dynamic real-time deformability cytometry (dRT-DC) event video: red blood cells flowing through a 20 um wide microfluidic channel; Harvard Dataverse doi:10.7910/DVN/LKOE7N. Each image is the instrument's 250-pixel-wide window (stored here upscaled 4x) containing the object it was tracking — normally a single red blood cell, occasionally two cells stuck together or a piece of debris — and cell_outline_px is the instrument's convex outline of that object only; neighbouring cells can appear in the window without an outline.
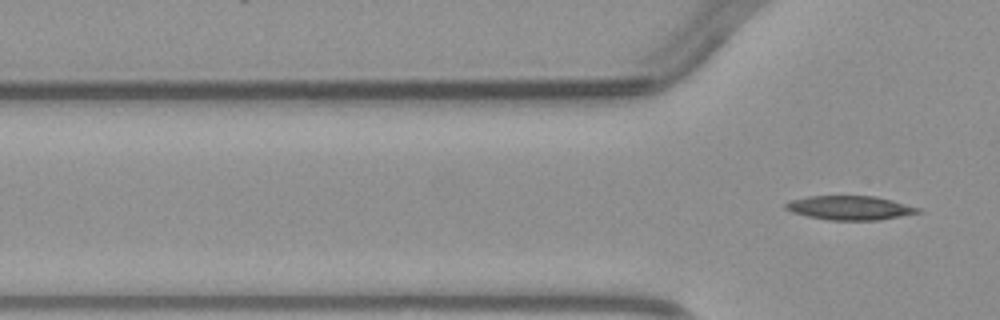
{"species": "common noctule bat (a hibernating species)", "species_latin": "Nyctalus noctula", "temperature_condition": "warm", "stored_images_in_passage": 4, "camera_frame_rate_fps": 3000, "um_per_image_px": 0.085, "animal": {"sex": "male", "body_mass_g": 23.1, "forearm_length_mm": 52.7}, "frame": {"image": 1, "passage_image": 4, "time_ms": 5.333, "image_size_px": [1000, 320], "cell_outline_px": [[920, 212], [880, 220], [828, 220], [808, 216], [792, 212], [784, 208], [784, 204], [792, 200], [808, 196], [876, 196], [892, 200], [920, 208]], "centroid_in_image_um": [72.22, 17.66], "position_along_channel_um": 53.6, "area_um2": 18.44}}